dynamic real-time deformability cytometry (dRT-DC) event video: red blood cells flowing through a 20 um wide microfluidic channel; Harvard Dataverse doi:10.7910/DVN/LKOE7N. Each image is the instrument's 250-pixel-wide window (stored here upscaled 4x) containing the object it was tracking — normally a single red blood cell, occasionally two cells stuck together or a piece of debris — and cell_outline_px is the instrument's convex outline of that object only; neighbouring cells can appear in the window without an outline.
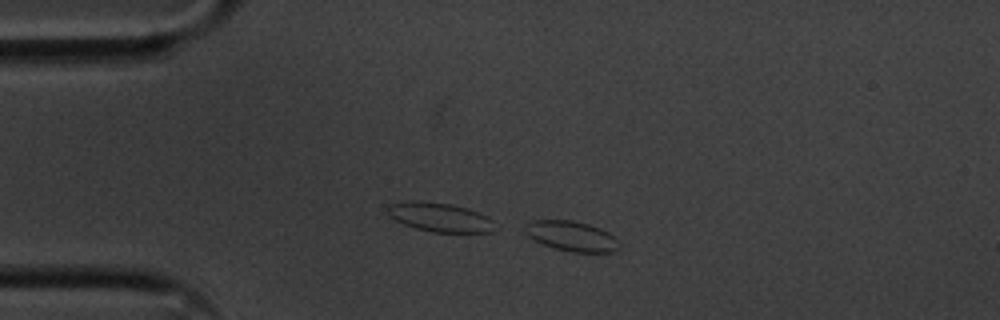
{"species": "common noctule bat (a hibernating species)", "species_latin": "Nyctalus noctula", "temperature_condition": "cold", "stored_images_in_passage": 8, "camera_frame_rate_fps": 3000, "um_per_image_px": 0.085, "animal": {"sex": "male", "body_mass_g": 20.1, "forearm_length_mm": 53.5}, "frame": {"image": 1, "passage_image": 8, "time_ms": 2.333, "image_size_px": [1000, 320], "cell_outline_px": [[620, 248], [612, 252], [572, 252], [556, 248], [544, 244], [528, 236], [524, 232], [528, 224], [532, 220], [572, 220], [588, 224], [600, 228], [608, 232], [620, 244]], "centroid_in_image_um": [48.61, 20.07], "position_along_channel_um": 36.4, "area_um2": 16.24}}